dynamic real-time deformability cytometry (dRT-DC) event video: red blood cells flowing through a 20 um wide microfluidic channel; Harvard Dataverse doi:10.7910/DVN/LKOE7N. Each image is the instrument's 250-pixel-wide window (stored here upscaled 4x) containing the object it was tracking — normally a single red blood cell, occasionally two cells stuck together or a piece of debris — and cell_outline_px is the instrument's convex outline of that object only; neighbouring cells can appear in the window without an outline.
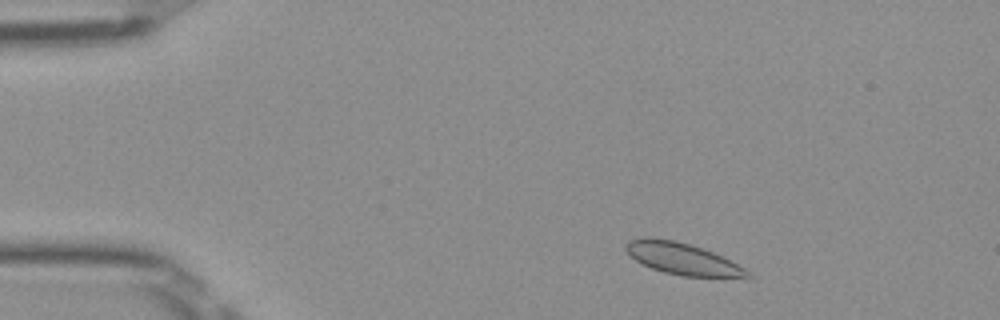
{"species": "Egyptian fruit bat (a non-hibernating species)", "species_latin": "Rousettus aegyptiacus", "temperature_condition": "room temperature", "stored_images_in_passage": 48, "camera_frame_rate_fps": 3000, "um_per_image_px": 0.085, "frame": {"image": 1, "passage_image": 5, "time_ms": 1.333, "image_size_px": [1000, 320], "cell_outline_px": [[752, 276], [684, 276], [664, 272], [640, 264], [624, 248], [624, 244], [628, 240], [644, 236], [648, 236], [676, 240], [712, 252], [752, 272]], "centroid_in_image_um": [57.89, 21.96], "position_along_channel_um": 27.1, "area_um2": 22.08}}
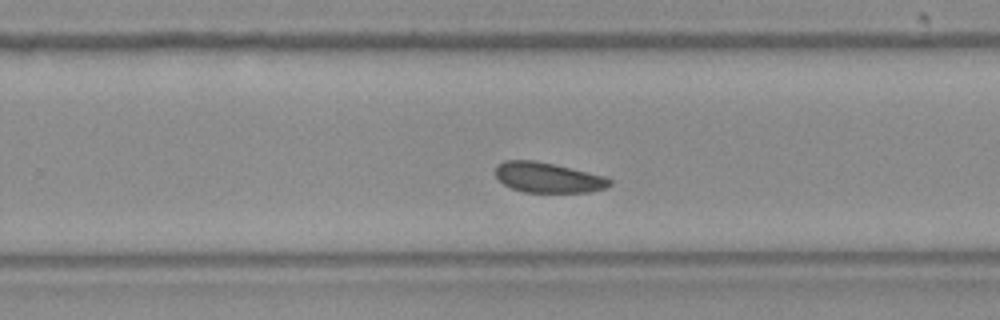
{"frame": {"image": 2, "passage_image": 30, "time_ms": 9.667, "image_size_px": [1000, 320], "cell_outline_px": [[612, 184], [604, 188], [588, 192], [524, 192], [512, 188], [504, 184], [496, 176], [496, 164], [504, 160], [532, 160], [552, 164], [604, 176], [612, 180]], "centroid_in_image_um": [46.55, 15.09], "position_along_channel_um": 283.2, "area_um2": 19.83}}
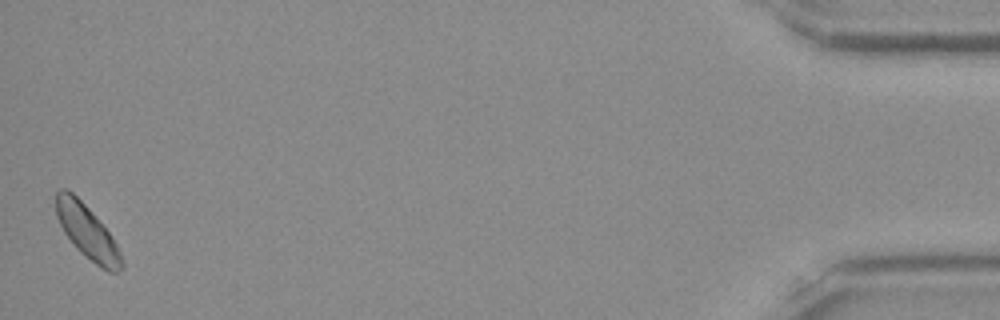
{"frame": {"image": 3, "passage_image": 48, "time_ms": 15.667, "image_size_px": [1000, 320], "cell_outline_px": [[124, 268], [120, 272], [108, 272], [100, 268], [80, 252], [76, 248], [64, 232], [56, 216], [56, 192], [60, 188], [68, 188], [92, 212], [108, 232], [116, 244], [124, 260]], "centroid_in_image_um": [7.42, 19.74], "position_along_channel_um": 427.8, "area_um2": 20.52}}